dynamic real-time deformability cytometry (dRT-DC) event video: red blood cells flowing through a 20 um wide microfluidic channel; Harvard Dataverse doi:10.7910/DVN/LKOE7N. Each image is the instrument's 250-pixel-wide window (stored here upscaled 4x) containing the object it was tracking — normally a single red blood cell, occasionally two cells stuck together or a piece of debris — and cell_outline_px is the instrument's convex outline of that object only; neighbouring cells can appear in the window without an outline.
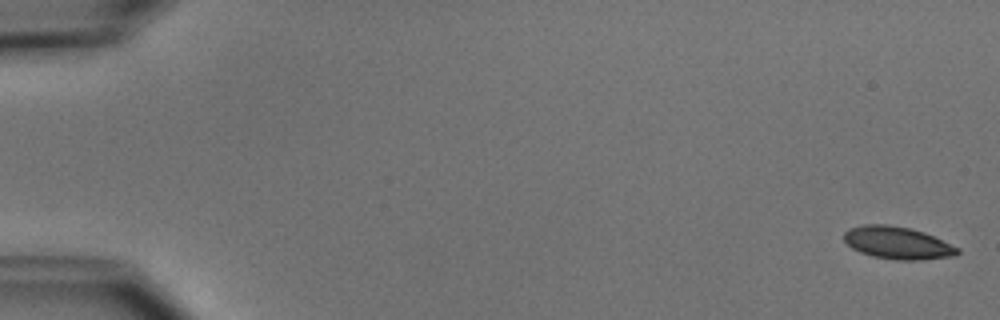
{"species": "common noctule bat (a hibernating species)", "species_latin": "Nyctalus noctula", "temperature_condition": "cold", "stored_images_in_passage": 4, "camera_frame_rate_fps": 3000, "um_per_image_px": 0.085, "animal": {"sex": "male", "body_mass_g": 15.6}, "frame": {"image": 1, "passage_image": 1, "time_ms": 0.0, "image_size_px": [1000, 320], "cell_outline_px": [[960, 252], [956, 256], [920, 260], [896, 260], [872, 256], [860, 252], [852, 248], [844, 240], [844, 232], [848, 228], [864, 224], [888, 224], [912, 228], [924, 232], [960, 248]], "centroid_in_image_um": [76.3, 20.64], "position_along_channel_um": 8.7, "area_um2": 21.68}}
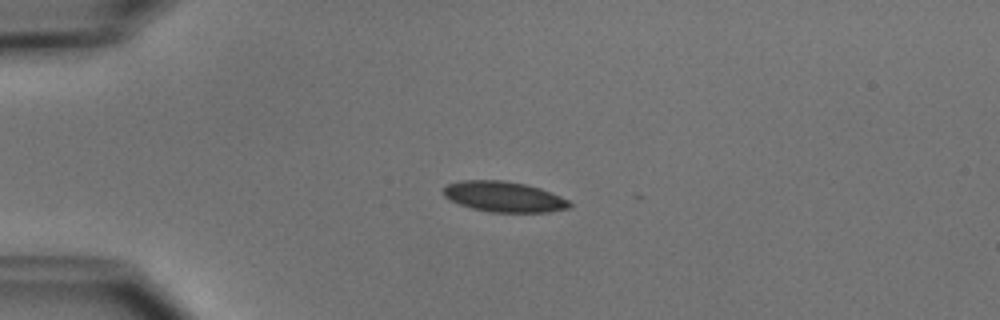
{"frame": {"image": 2, "passage_image": 4, "time_ms": 4.0, "image_size_px": [1000, 320], "cell_outline_px": [[572, 204], [568, 208], [548, 212], [488, 212], [472, 208], [460, 204], [444, 196], [444, 188], [448, 184], [460, 180], [500, 180], [524, 184], [540, 188], [560, 196], [568, 200]], "centroid_in_image_um": [42.83, 16.72], "position_along_channel_um": 42.2, "area_um2": 22.2}}